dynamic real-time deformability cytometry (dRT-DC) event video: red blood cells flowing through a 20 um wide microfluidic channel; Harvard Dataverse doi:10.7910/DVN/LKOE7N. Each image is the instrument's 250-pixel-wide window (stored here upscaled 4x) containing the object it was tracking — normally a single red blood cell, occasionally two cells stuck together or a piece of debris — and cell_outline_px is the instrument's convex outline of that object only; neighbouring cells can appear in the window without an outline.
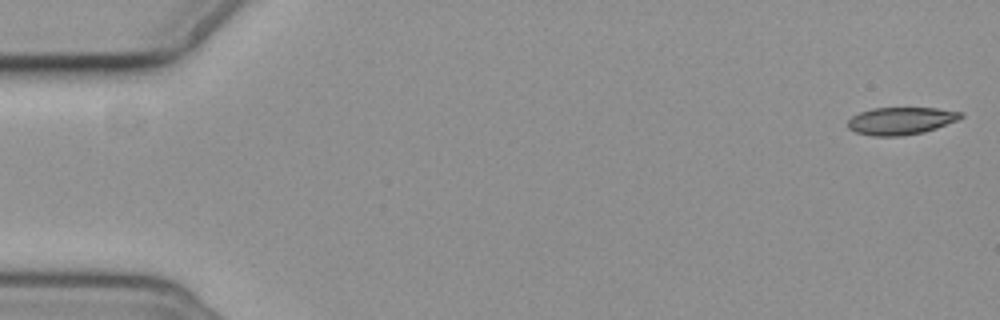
{"species": "common noctule bat (a hibernating species)", "species_latin": "Nyctalus noctula", "temperature_condition": "cold", "stored_images_in_passage": 9, "camera_frame_rate_fps": 3000, "um_per_image_px": 0.085, "animal": {"sex": "female", "body_mass_g": 19.3, "forearm_length_mm": 54.1}, "frame": {"image": 1, "passage_image": 1, "time_ms": 0.0, "image_size_px": [1000, 320], "cell_outline_px": [[964, 116], [956, 120], [936, 128], [924, 132], [900, 136], [872, 136], [856, 132], [848, 128], [848, 120], [852, 116], [860, 112], [872, 108], [936, 108], [964, 112]], "centroid_in_image_um": [76.57, 10.27], "position_along_channel_um": 8.4, "area_um2": 18.03}}
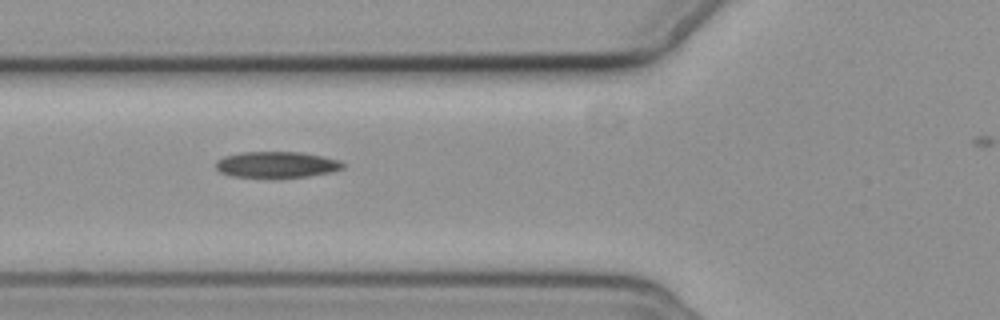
{"frame": {"image": 2, "passage_image": 6, "time_ms": 6.667, "image_size_px": [1000, 320], "cell_outline_px": [[344, 168], [328, 172], [308, 176], [276, 180], [272, 180], [232, 176], [220, 172], [216, 168], [216, 160], [224, 156], [240, 152], [300, 152], [340, 160], [344, 164]], "centroid_in_image_um": [23.46, 14.03], "position_along_channel_um": 102.3, "area_um2": 20.0}}
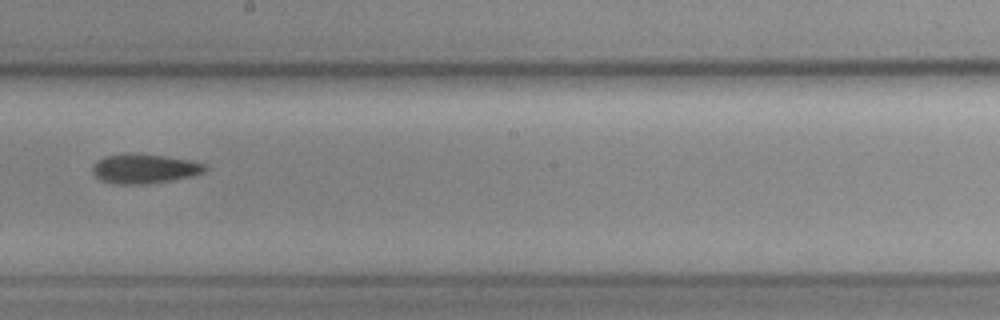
{"frame": {"image": 3, "passage_image": 9, "time_ms": 10.333, "image_size_px": [1000, 320], "cell_outline_px": [[208, 168], [204, 172], [192, 176], [172, 180], [144, 184], [116, 184], [100, 180], [92, 172], [92, 164], [96, 160], [104, 156], [124, 152], [132, 152], [164, 156], [188, 160], [204, 164]], "centroid_in_image_um": [12.21, 14.32], "position_along_channel_um": 236.0, "area_um2": 19.59}}